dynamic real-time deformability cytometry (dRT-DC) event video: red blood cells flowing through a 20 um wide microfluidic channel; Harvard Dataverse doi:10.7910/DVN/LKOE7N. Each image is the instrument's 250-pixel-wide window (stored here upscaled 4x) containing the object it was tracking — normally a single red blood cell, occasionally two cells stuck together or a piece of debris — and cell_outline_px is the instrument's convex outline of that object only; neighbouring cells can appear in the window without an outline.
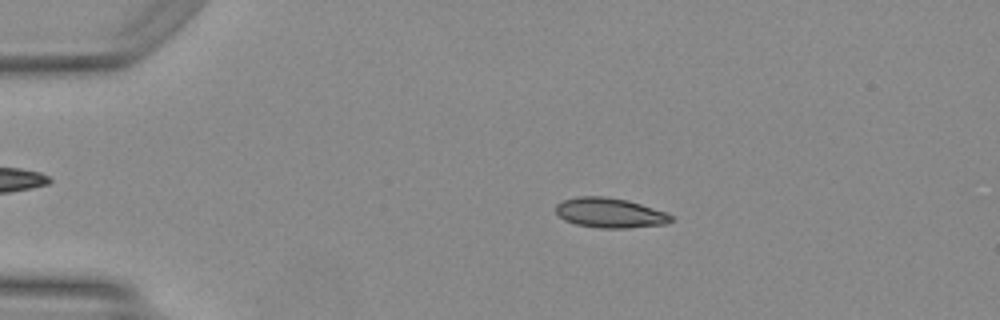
{"species": "Egyptian fruit bat (a non-hibernating species)", "species_latin": "Rousettus aegyptiacus", "temperature_condition": "warm", "stored_images_in_passage": 50, "camera_frame_rate_fps": 3000, "um_per_image_px": 0.085, "animal": {"sex": "female"}, "frame": {"image": 1, "passage_image": 10, "time_ms": 3.0, "image_size_px": [1000, 320], "cell_outline_px": [[672, 220], [664, 224], [628, 228], [600, 228], [576, 224], [564, 220], [556, 212], [556, 204], [564, 200], [580, 196], [604, 196], [628, 200], [664, 212], [672, 216]], "centroid_in_image_um": [51.81, 18.09], "position_along_channel_um": 33.2, "area_um2": 19.83}}
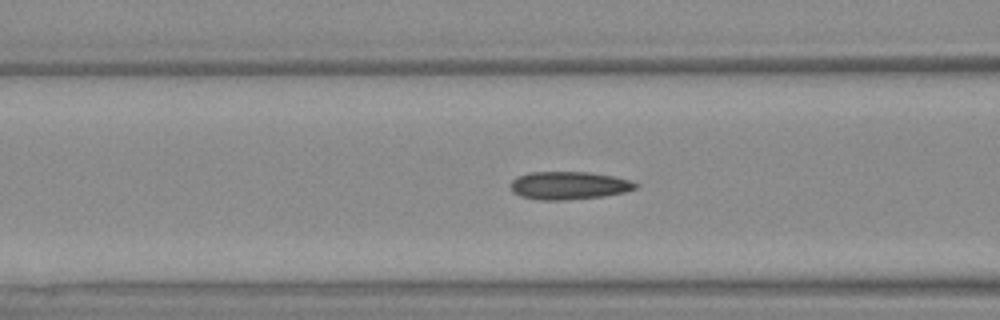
{"frame": {"image": 2, "passage_image": 20, "time_ms": 6.333, "image_size_px": [1000, 320], "cell_outline_px": [[640, 184], [636, 188], [624, 192], [604, 196], [564, 200], [540, 200], [520, 196], [512, 192], [508, 184], [516, 176], [528, 172], [588, 172], [612, 176], [628, 180]], "centroid_in_image_um": [48.29, 15.76], "position_along_channel_um": 118.3, "area_um2": 20.46}}
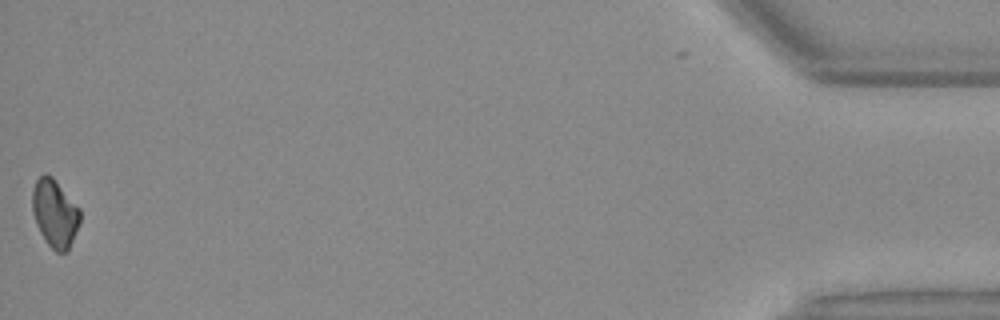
{"frame": {"image": 3, "passage_image": 49, "time_ms": 16.0, "image_size_px": [1000, 320], "cell_outline_px": [[80, 224], [68, 248], [64, 252], [56, 252], [48, 244], [40, 232], [36, 224], [32, 212], [32, 192], [36, 180], [44, 172], [52, 176], [80, 208]], "centroid_in_image_um": [4.65, 18.1], "position_along_channel_um": 430.5, "area_um2": 18.79}, "authors_computed_cell_mechanics": {"area_um2": 19.3341, "velocity_mm_per_s": 4.1916, "shape_relaxation_time_tau1_ms": 4.8605, "shape_relaxation_time_tau2_ms": 2.5957, "deformation_change_tau1": 0.1341, "deformation_change_tau2": 0.086}}